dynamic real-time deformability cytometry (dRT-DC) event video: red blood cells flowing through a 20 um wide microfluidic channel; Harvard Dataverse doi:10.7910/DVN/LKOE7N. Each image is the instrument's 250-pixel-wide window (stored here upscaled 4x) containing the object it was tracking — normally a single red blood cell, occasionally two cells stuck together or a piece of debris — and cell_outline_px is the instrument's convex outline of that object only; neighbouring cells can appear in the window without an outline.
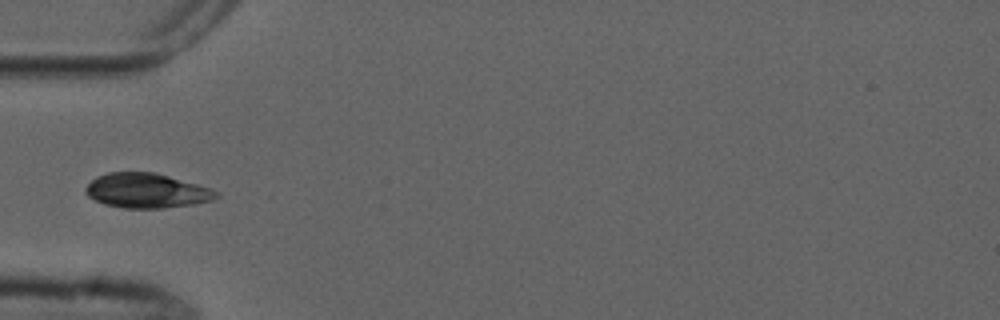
{"species": "common noctule bat (a hibernating species)", "species_latin": "Nyctalus noctula", "temperature_condition": "cold", "stored_images_in_passage": 8, "camera_frame_rate_fps": 3000, "um_per_image_px": 0.085, "animal": {"sex": "male", "forearm_length_mm": 52.5}, "frame": {"image": 1, "passage_image": 5, "time_ms": 4.667, "image_size_px": [1000, 320], "cell_outline_px": [[220, 196], [212, 200], [192, 204], [164, 208], [124, 208], [104, 204], [88, 196], [84, 192], [84, 188], [96, 176], [108, 172], [156, 172], [212, 188], [220, 192]], "centroid_in_image_um": [12.48, 16.2], "position_along_channel_um": 72.5, "area_um2": 26.59}}
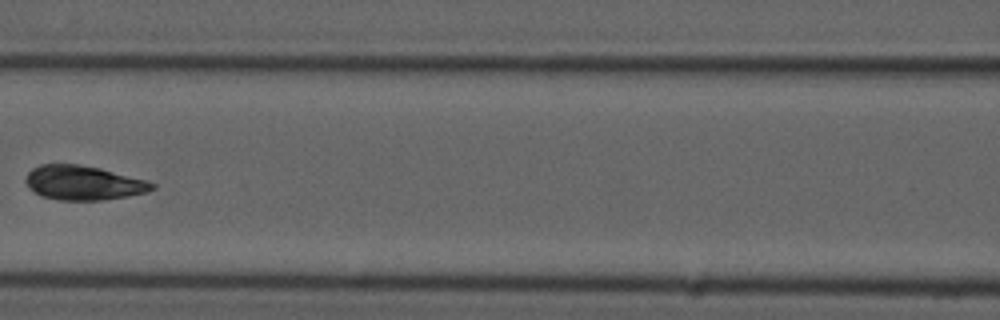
{"frame": {"image": 2, "passage_image": 7, "time_ms": 7.0, "image_size_px": [1000, 320], "cell_outline_px": [[156, 188], [148, 192], [100, 200], [60, 200], [40, 196], [24, 180], [28, 172], [32, 168], [40, 164], [76, 164], [100, 168], [148, 180], [156, 184]], "centroid_in_image_um": [7.11, 15.53], "position_along_channel_um": 159.5, "area_um2": 25.2}}
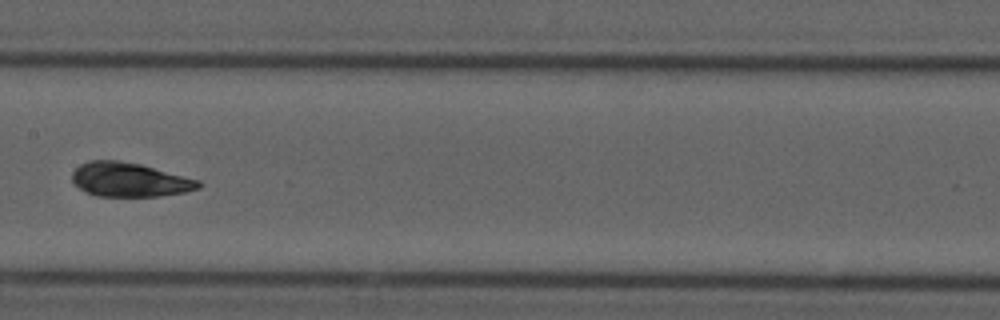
{"frame": {"image": 3, "passage_image": 8, "time_ms": 8.0, "image_size_px": [1000, 320], "cell_outline_px": [[204, 184], [200, 188], [184, 192], [160, 196], [96, 196], [84, 192], [72, 184], [72, 172], [80, 164], [88, 160], [120, 160], [140, 164], [200, 180]], "centroid_in_image_um": [10.98, 15.27], "position_along_channel_um": 196.4, "area_um2": 25.43}}